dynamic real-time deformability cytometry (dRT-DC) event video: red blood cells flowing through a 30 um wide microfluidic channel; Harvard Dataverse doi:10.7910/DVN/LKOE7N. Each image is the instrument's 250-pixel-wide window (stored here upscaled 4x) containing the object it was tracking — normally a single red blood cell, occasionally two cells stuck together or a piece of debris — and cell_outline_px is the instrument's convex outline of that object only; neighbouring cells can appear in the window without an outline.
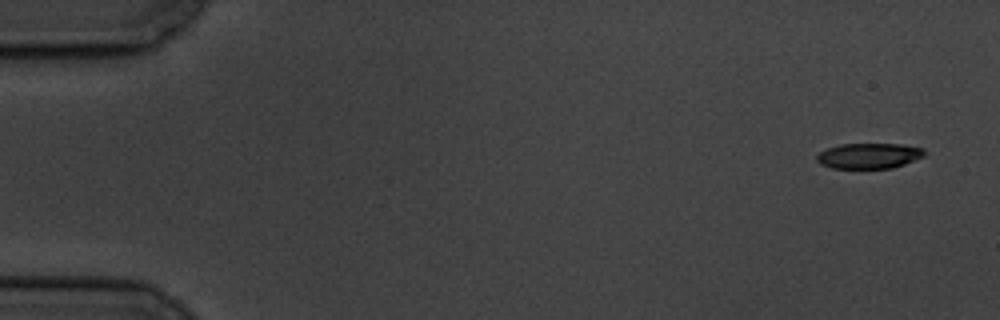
{"species": "common noctule bat (a hibernating species)", "species_latin": "Nyctalus noctula", "temperature_condition": "cold", "stored_images_in_passage": 9, "camera_frame_rate_fps": 3000, "um_per_image_px": 0.085, "animal": {"sex": "male", "body_mass_g": 19.5, "forearm_length_mm": 54.6}, "frame": {"image": 1, "passage_image": 1, "time_ms": 0.0, "image_size_px": [1000, 320], "cell_outline_px": [[928, 152], [924, 156], [904, 164], [892, 168], [832, 168], [820, 164], [816, 160], [816, 156], [820, 152], [828, 148], [840, 144], [900, 144], [924, 148]], "centroid_in_image_um": [73.88, 13.24], "position_along_channel_um": 11.1, "area_um2": 16.01}}
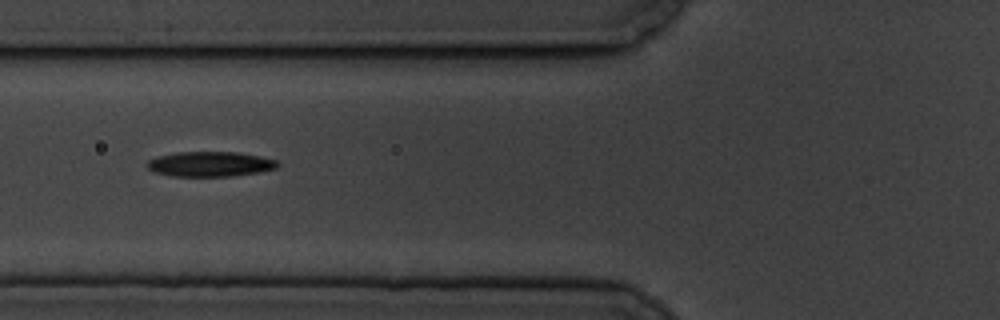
{"frame": {"image": 2, "passage_image": 6, "time_ms": 6.667, "image_size_px": [1000, 320], "cell_outline_px": [[280, 164], [276, 168], [256, 172], [232, 176], [172, 176], [156, 172], [148, 168], [148, 160], [156, 156], [176, 152], [236, 152], [260, 156], [276, 160]], "centroid_in_image_um": [17.85, 13.94], "position_along_channel_um": 108.0, "area_um2": 18.84}}
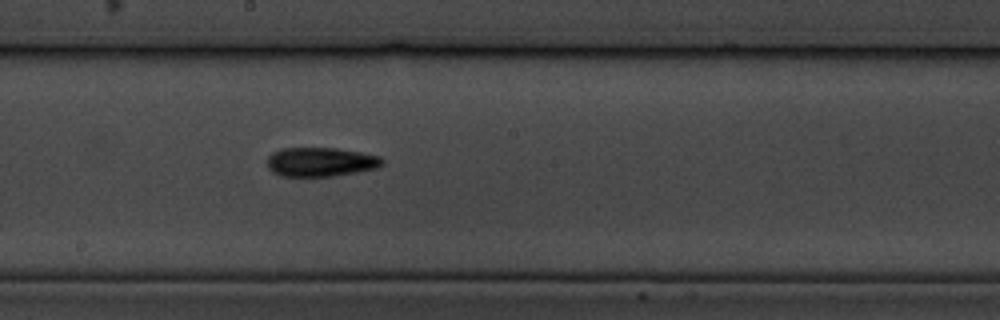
{"frame": {"image": 3, "passage_image": 9, "time_ms": 10.0, "image_size_px": [1000, 320], "cell_outline_px": [[384, 164], [376, 168], [360, 172], [332, 176], [280, 176], [272, 172], [268, 168], [268, 156], [272, 152], [280, 148], [336, 148], [360, 152], [380, 156], [384, 160]], "centroid_in_image_um": [27.26, 13.76], "position_along_channel_um": 220.9, "area_um2": 19.71}}